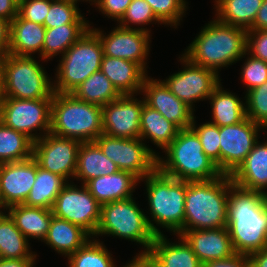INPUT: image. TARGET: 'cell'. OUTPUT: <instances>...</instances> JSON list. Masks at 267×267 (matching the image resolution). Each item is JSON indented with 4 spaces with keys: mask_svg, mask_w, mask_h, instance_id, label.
Listing matches in <instances>:
<instances>
[{
    "mask_svg": "<svg viewBox=\"0 0 267 267\" xmlns=\"http://www.w3.org/2000/svg\"><path fill=\"white\" fill-rule=\"evenodd\" d=\"M226 227L236 253L250 255L267 247L265 194L235 186L230 175Z\"/></svg>",
    "mask_w": 267,
    "mask_h": 267,
    "instance_id": "6da1fadb",
    "label": "cell"
},
{
    "mask_svg": "<svg viewBox=\"0 0 267 267\" xmlns=\"http://www.w3.org/2000/svg\"><path fill=\"white\" fill-rule=\"evenodd\" d=\"M247 52V30L219 22L216 18L205 24L184 50L192 63L215 71L240 61Z\"/></svg>",
    "mask_w": 267,
    "mask_h": 267,
    "instance_id": "7a4b0ae2",
    "label": "cell"
},
{
    "mask_svg": "<svg viewBox=\"0 0 267 267\" xmlns=\"http://www.w3.org/2000/svg\"><path fill=\"white\" fill-rule=\"evenodd\" d=\"M229 175L186 181L184 231L224 228L227 223Z\"/></svg>",
    "mask_w": 267,
    "mask_h": 267,
    "instance_id": "3957f363",
    "label": "cell"
},
{
    "mask_svg": "<svg viewBox=\"0 0 267 267\" xmlns=\"http://www.w3.org/2000/svg\"><path fill=\"white\" fill-rule=\"evenodd\" d=\"M141 181L145 184L149 209L146 215L150 214V218L146 217L152 232L156 236L164 235L163 230H160L162 227L174 236L181 235L185 216L186 181L166 176L158 169Z\"/></svg>",
    "mask_w": 267,
    "mask_h": 267,
    "instance_id": "277c9868",
    "label": "cell"
},
{
    "mask_svg": "<svg viewBox=\"0 0 267 267\" xmlns=\"http://www.w3.org/2000/svg\"><path fill=\"white\" fill-rule=\"evenodd\" d=\"M163 152L165 156H157V169L166 176L189 182L212 180L222 175L203 152L201 141L191 127L180 129Z\"/></svg>",
    "mask_w": 267,
    "mask_h": 267,
    "instance_id": "5b68a950",
    "label": "cell"
},
{
    "mask_svg": "<svg viewBox=\"0 0 267 267\" xmlns=\"http://www.w3.org/2000/svg\"><path fill=\"white\" fill-rule=\"evenodd\" d=\"M50 133L91 142L103 133L102 106L77 99L72 93L54 92Z\"/></svg>",
    "mask_w": 267,
    "mask_h": 267,
    "instance_id": "8992f818",
    "label": "cell"
},
{
    "mask_svg": "<svg viewBox=\"0 0 267 267\" xmlns=\"http://www.w3.org/2000/svg\"><path fill=\"white\" fill-rule=\"evenodd\" d=\"M144 209L140 208L134 197L101 205V218L93 238L113 236L142 246L139 253H147L155 234L152 232Z\"/></svg>",
    "mask_w": 267,
    "mask_h": 267,
    "instance_id": "52a82bcc",
    "label": "cell"
},
{
    "mask_svg": "<svg viewBox=\"0 0 267 267\" xmlns=\"http://www.w3.org/2000/svg\"><path fill=\"white\" fill-rule=\"evenodd\" d=\"M103 55L101 40L89 28L60 57L53 80L54 92H74L82 82L100 70Z\"/></svg>",
    "mask_w": 267,
    "mask_h": 267,
    "instance_id": "ba28073f",
    "label": "cell"
},
{
    "mask_svg": "<svg viewBox=\"0 0 267 267\" xmlns=\"http://www.w3.org/2000/svg\"><path fill=\"white\" fill-rule=\"evenodd\" d=\"M34 57L7 54L1 59L6 98L52 99L53 79Z\"/></svg>",
    "mask_w": 267,
    "mask_h": 267,
    "instance_id": "9c48e42d",
    "label": "cell"
},
{
    "mask_svg": "<svg viewBox=\"0 0 267 267\" xmlns=\"http://www.w3.org/2000/svg\"><path fill=\"white\" fill-rule=\"evenodd\" d=\"M94 142L120 170L133 174L139 180L157 169L160 153L151 149L141 138H118L102 133Z\"/></svg>",
    "mask_w": 267,
    "mask_h": 267,
    "instance_id": "30bf717a",
    "label": "cell"
},
{
    "mask_svg": "<svg viewBox=\"0 0 267 267\" xmlns=\"http://www.w3.org/2000/svg\"><path fill=\"white\" fill-rule=\"evenodd\" d=\"M178 59L183 69L162 81L178 99L195 111L194 103L207 101L214 89L223 82L215 71L192 63L183 54Z\"/></svg>",
    "mask_w": 267,
    "mask_h": 267,
    "instance_id": "8fae6325",
    "label": "cell"
},
{
    "mask_svg": "<svg viewBox=\"0 0 267 267\" xmlns=\"http://www.w3.org/2000/svg\"><path fill=\"white\" fill-rule=\"evenodd\" d=\"M51 102L52 99L5 98L0 121L33 141L39 140L50 132Z\"/></svg>",
    "mask_w": 267,
    "mask_h": 267,
    "instance_id": "7c38bea8",
    "label": "cell"
},
{
    "mask_svg": "<svg viewBox=\"0 0 267 267\" xmlns=\"http://www.w3.org/2000/svg\"><path fill=\"white\" fill-rule=\"evenodd\" d=\"M52 212L55 217L82 227L93 237L101 218V204L91 195L85 184L77 186L71 181L57 196Z\"/></svg>",
    "mask_w": 267,
    "mask_h": 267,
    "instance_id": "4fadbf2b",
    "label": "cell"
},
{
    "mask_svg": "<svg viewBox=\"0 0 267 267\" xmlns=\"http://www.w3.org/2000/svg\"><path fill=\"white\" fill-rule=\"evenodd\" d=\"M93 27L90 26L101 40L104 56L135 62L148 74L147 59L152 39L150 32L136 28H123L117 24L107 34L104 30Z\"/></svg>",
    "mask_w": 267,
    "mask_h": 267,
    "instance_id": "5bb4252c",
    "label": "cell"
},
{
    "mask_svg": "<svg viewBox=\"0 0 267 267\" xmlns=\"http://www.w3.org/2000/svg\"><path fill=\"white\" fill-rule=\"evenodd\" d=\"M80 144L78 140L49 132L34 141L33 158L42 169L58 174L71 182L75 177Z\"/></svg>",
    "mask_w": 267,
    "mask_h": 267,
    "instance_id": "9a60e30c",
    "label": "cell"
},
{
    "mask_svg": "<svg viewBox=\"0 0 267 267\" xmlns=\"http://www.w3.org/2000/svg\"><path fill=\"white\" fill-rule=\"evenodd\" d=\"M264 128L249 118L244 121L220 127V172L231 175L244 161L259 140Z\"/></svg>",
    "mask_w": 267,
    "mask_h": 267,
    "instance_id": "2e32d148",
    "label": "cell"
},
{
    "mask_svg": "<svg viewBox=\"0 0 267 267\" xmlns=\"http://www.w3.org/2000/svg\"><path fill=\"white\" fill-rule=\"evenodd\" d=\"M136 96L121 95L102 106L104 134L126 139L140 138L141 113L145 99H138Z\"/></svg>",
    "mask_w": 267,
    "mask_h": 267,
    "instance_id": "e0dca14e",
    "label": "cell"
},
{
    "mask_svg": "<svg viewBox=\"0 0 267 267\" xmlns=\"http://www.w3.org/2000/svg\"><path fill=\"white\" fill-rule=\"evenodd\" d=\"M140 95H143L148 106L160 112L179 130L191 127L194 111L178 99L161 79L147 75Z\"/></svg>",
    "mask_w": 267,
    "mask_h": 267,
    "instance_id": "ac0fdd59",
    "label": "cell"
},
{
    "mask_svg": "<svg viewBox=\"0 0 267 267\" xmlns=\"http://www.w3.org/2000/svg\"><path fill=\"white\" fill-rule=\"evenodd\" d=\"M37 161L30 157L23 161L0 164V187L6 207L23 204L35 182Z\"/></svg>",
    "mask_w": 267,
    "mask_h": 267,
    "instance_id": "d6986e66",
    "label": "cell"
},
{
    "mask_svg": "<svg viewBox=\"0 0 267 267\" xmlns=\"http://www.w3.org/2000/svg\"><path fill=\"white\" fill-rule=\"evenodd\" d=\"M181 236L202 264L225 259L236 253L227 227L184 231Z\"/></svg>",
    "mask_w": 267,
    "mask_h": 267,
    "instance_id": "ffe728a7",
    "label": "cell"
},
{
    "mask_svg": "<svg viewBox=\"0 0 267 267\" xmlns=\"http://www.w3.org/2000/svg\"><path fill=\"white\" fill-rule=\"evenodd\" d=\"M176 237L177 242H170L166 235L155 236L147 252L153 267H203L186 240L181 235Z\"/></svg>",
    "mask_w": 267,
    "mask_h": 267,
    "instance_id": "44dd1931",
    "label": "cell"
},
{
    "mask_svg": "<svg viewBox=\"0 0 267 267\" xmlns=\"http://www.w3.org/2000/svg\"><path fill=\"white\" fill-rule=\"evenodd\" d=\"M232 183L244 190H267V140L258 142L248 153L244 161L230 175Z\"/></svg>",
    "mask_w": 267,
    "mask_h": 267,
    "instance_id": "7402d4cb",
    "label": "cell"
},
{
    "mask_svg": "<svg viewBox=\"0 0 267 267\" xmlns=\"http://www.w3.org/2000/svg\"><path fill=\"white\" fill-rule=\"evenodd\" d=\"M100 71L111 81L121 95H140L148 75L137 63L104 56Z\"/></svg>",
    "mask_w": 267,
    "mask_h": 267,
    "instance_id": "603a6c76",
    "label": "cell"
},
{
    "mask_svg": "<svg viewBox=\"0 0 267 267\" xmlns=\"http://www.w3.org/2000/svg\"><path fill=\"white\" fill-rule=\"evenodd\" d=\"M138 184L140 180L136 176L119 170L114 174L93 178L85 186L91 195L103 205L133 197Z\"/></svg>",
    "mask_w": 267,
    "mask_h": 267,
    "instance_id": "cb8c5ba5",
    "label": "cell"
},
{
    "mask_svg": "<svg viewBox=\"0 0 267 267\" xmlns=\"http://www.w3.org/2000/svg\"><path fill=\"white\" fill-rule=\"evenodd\" d=\"M46 28L44 25L21 19L18 15L10 22L9 54L42 59ZM39 56V57H38Z\"/></svg>",
    "mask_w": 267,
    "mask_h": 267,
    "instance_id": "d4e9b609",
    "label": "cell"
},
{
    "mask_svg": "<svg viewBox=\"0 0 267 267\" xmlns=\"http://www.w3.org/2000/svg\"><path fill=\"white\" fill-rule=\"evenodd\" d=\"M91 237L82 227L53 215L43 243L66 259V257L78 250Z\"/></svg>",
    "mask_w": 267,
    "mask_h": 267,
    "instance_id": "484cf974",
    "label": "cell"
},
{
    "mask_svg": "<svg viewBox=\"0 0 267 267\" xmlns=\"http://www.w3.org/2000/svg\"><path fill=\"white\" fill-rule=\"evenodd\" d=\"M5 212L29 241L37 239L43 242L50 227L52 210L16 204L7 207Z\"/></svg>",
    "mask_w": 267,
    "mask_h": 267,
    "instance_id": "4316f807",
    "label": "cell"
},
{
    "mask_svg": "<svg viewBox=\"0 0 267 267\" xmlns=\"http://www.w3.org/2000/svg\"><path fill=\"white\" fill-rule=\"evenodd\" d=\"M119 170L118 166L102 153L94 141L80 144L74 180L86 184L93 178L114 174Z\"/></svg>",
    "mask_w": 267,
    "mask_h": 267,
    "instance_id": "83f0119b",
    "label": "cell"
},
{
    "mask_svg": "<svg viewBox=\"0 0 267 267\" xmlns=\"http://www.w3.org/2000/svg\"><path fill=\"white\" fill-rule=\"evenodd\" d=\"M222 86L220 83L208 98L212 112L209 122L223 127L244 121L247 118L245 100Z\"/></svg>",
    "mask_w": 267,
    "mask_h": 267,
    "instance_id": "f1b7e54d",
    "label": "cell"
},
{
    "mask_svg": "<svg viewBox=\"0 0 267 267\" xmlns=\"http://www.w3.org/2000/svg\"><path fill=\"white\" fill-rule=\"evenodd\" d=\"M178 131L179 129L160 112L144 103L140 121V138L145 143L151 141L153 145L164 150L177 136Z\"/></svg>",
    "mask_w": 267,
    "mask_h": 267,
    "instance_id": "f546056e",
    "label": "cell"
},
{
    "mask_svg": "<svg viewBox=\"0 0 267 267\" xmlns=\"http://www.w3.org/2000/svg\"><path fill=\"white\" fill-rule=\"evenodd\" d=\"M263 0H214L215 18L224 24L248 30Z\"/></svg>",
    "mask_w": 267,
    "mask_h": 267,
    "instance_id": "4dcf8cb0",
    "label": "cell"
},
{
    "mask_svg": "<svg viewBox=\"0 0 267 267\" xmlns=\"http://www.w3.org/2000/svg\"><path fill=\"white\" fill-rule=\"evenodd\" d=\"M29 242L11 217L3 212L0 215V259H37Z\"/></svg>",
    "mask_w": 267,
    "mask_h": 267,
    "instance_id": "1f68e13d",
    "label": "cell"
},
{
    "mask_svg": "<svg viewBox=\"0 0 267 267\" xmlns=\"http://www.w3.org/2000/svg\"><path fill=\"white\" fill-rule=\"evenodd\" d=\"M67 183L64 177L42 169L37 163L35 182L23 204L52 210L57 196Z\"/></svg>",
    "mask_w": 267,
    "mask_h": 267,
    "instance_id": "d6a6232c",
    "label": "cell"
},
{
    "mask_svg": "<svg viewBox=\"0 0 267 267\" xmlns=\"http://www.w3.org/2000/svg\"><path fill=\"white\" fill-rule=\"evenodd\" d=\"M91 24H65L54 28H46L42 59L52 60L62 56L89 28Z\"/></svg>",
    "mask_w": 267,
    "mask_h": 267,
    "instance_id": "836d02e7",
    "label": "cell"
},
{
    "mask_svg": "<svg viewBox=\"0 0 267 267\" xmlns=\"http://www.w3.org/2000/svg\"><path fill=\"white\" fill-rule=\"evenodd\" d=\"M34 141L22 132L0 121V164L23 161L33 157Z\"/></svg>",
    "mask_w": 267,
    "mask_h": 267,
    "instance_id": "e575fe53",
    "label": "cell"
},
{
    "mask_svg": "<svg viewBox=\"0 0 267 267\" xmlns=\"http://www.w3.org/2000/svg\"><path fill=\"white\" fill-rule=\"evenodd\" d=\"M72 94L79 100L100 106H104L121 96L100 70L82 82Z\"/></svg>",
    "mask_w": 267,
    "mask_h": 267,
    "instance_id": "d590c367",
    "label": "cell"
},
{
    "mask_svg": "<svg viewBox=\"0 0 267 267\" xmlns=\"http://www.w3.org/2000/svg\"><path fill=\"white\" fill-rule=\"evenodd\" d=\"M91 237L67 257L68 267H116V262L104 241Z\"/></svg>",
    "mask_w": 267,
    "mask_h": 267,
    "instance_id": "8d00e7d4",
    "label": "cell"
},
{
    "mask_svg": "<svg viewBox=\"0 0 267 267\" xmlns=\"http://www.w3.org/2000/svg\"><path fill=\"white\" fill-rule=\"evenodd\" d=\"M77 1L50 0V9L44 20L45 28H54L65 24H90Z\"/></svg>",
    "mask_w": 267,
    "mask_h": 267,
    "instance_id": "74e56055",
    "label": "cell"
},
{
    "mask_svg": "<svg viewBox=\"0 0 267 267\" xmlns=\"http://www.w3.org/2000/svg\"><path fill=\"white\" fill-rule=\"evenodd\" d=\"M118 24L123 28H136L150 33L151 29L149 30V28L144 26L149 24L163 25L145 0H132ZM133 25H136V27Z\"/></svg>",
    "mask_w": 267,
    "mask_h": 267,
    "instance_id": "f35d334b",
    "label": "cell"
},
{
    "mask_svg": "<svg viewBox=\"0 0 267 267\" xmlns=\"http://www.w3.org/2000/svg\"><path fill=\"white\" fill-rule=\"evenodd\" d=\"M155 16L165 25L177 28L188 10L187 0H145ZM174 26V27H173Z\"/></svg>",
    "mask_w": 267,
    "mask_h": 267,
    "instance_id": "ab89813d",
    "label": "cell"
},
{
    "mask_svg": "<svg viewBox=\"0 0 267 267\" xmlns=\"http://www.w3.org/2000/svg\"><path fill=\"white\" fill-rule=\"evenodd\" d=\"M196 121V116H194L191 128L198 135L203 152L216 164L220 171V127L209 121L197 125Z\"/></svg>",
    "mask_w": 267,
    "mask_h": 267,
    "instance_id": "60d3db41",
    "label": "cell"
},
{
    "mask_svg": "<svg viewBox=\"0 0 267 267\" xmlns=\"http://www.w3.org/2000/svg\"><path fill=\"white\" fill-rule=\"evenodd\" d=\"M246 116L267 130V81L246 92Z\"/></svg>",
    "mask_w": 267,
    "mask_h": 267,
    "instance_id": "b9f144b4",
    "label": "cell"
},
{
    "mask_svg": "<svg viewBox=\"0 0 267 267\" xmlns=\"http://www.w3.org/2000/svg\"><path fill=\"white\" fill-rule=\"evenodd\" d=\"M243 58L245 62L241 65L240 79L246 87V93L267 81V62L253 57L248 52L245 53Z\"/></svg>",
    "mask_w": 267,
    "mask_h": 267,
    "instance_id": "7bdbcfd3",
    "label": "cell"
},
{
    "mask_svg": "<svg viewBox=\"0 0 267 267\" xmlns=\"http://www.w3.org/2000/svg\"><path fill=\"white\" fill-rule=\"evenodd\" d=\"M50 9V0H19L18 16L44 25L45 17Z\"/></svg>",
    "mask_w": 267,
    "mask_h": 267,
    "instance_id": "ee69618b",
    "label": "cell"
},
{
    "mask_svg": "<svg viewBox=\"0 0 267 267\" xmlns=\"http://www.w3.org/2000/svg\"><path fill=\"white\" fill-rule=\"evenodd\" d=\"M90 2L89 4L94 5L102 15L118 23L132 0H90Z\"/></svg>",
    "mask_w": 267,
    "mask_h": 267,
    "instance_id": "f6af8a7d",
    "label": "cell"
},
{
    "mask_svg": "<svg viewBox=\"0 0 267 267\" xmlns=\"http://www.w3.org/2000/svg\"><path fill=\"white\" fill-rule=\"evenodd\" d=\"M247 52L267 62V30H247Z\"/></svg>",
    "mask_w": 267,
    "mask_h": 267,
    "instance_id": "bcb514c9",
    "label": "cell"
},
{
    "mask_svg": "<svg viewBox=\"0 0 267 267\" xmlns=\"http://www.w3.org/2000/svg\"><path fill=\"white\" fill-rule=\"evenodd\" d=\"M203 267H251V263L249 255L235 253L225 259L207 261Z\"/></svg>",
    "mask_w": 267,
    "mask_h": 267,
    "instance_id": "7dc6e473",
    "label": "cell"
},
{
    "mask_svg": "<svg viewBox=\"0 0 267 267\" xmlns=\"http://www.w3.org/2000/svg\"><path fill=\"white\" fill-rule=\"evenodd\" d=\"M10 47V22L0 18V56L9 53Z\"/></svg>",
    "mask_w": 267,
    "mask_h": 267,
    "instance_id": "c3c4849f",
    "label": "cell"
},
{
    "mask_svg": "<svg viewBox=\"0 0 267 267\" xmlns=\"http://www.w3.org/2000/svg\"><path fill=\"white\" fill-rule=\"evenodd\" d=\"M19 0H0V18L11 22L18 15Z\"/></svg>",
    "mask_w": 267,
    "mask_h": 267,
    "instance_id": "681fc988",
    "label": "cell"
},
{
    "mask_svg": "<svg viewBox=\"0 0 267 267\" xmlns=\"http://www.w3.org/2000/svg\"><path fill=\"white\" fill-rule=\"evenodd\" d=\"M248 30H267V0H263L253 25Z\"/></svg>",
    "mask_w": 267,
    "mask_h": 267,
    "instance_id": "f907efd6",
    "label": "cell"
},
{
    "mask_svg": "<svg viewBox=\"0 0 267 267\" xmlns=\"http://www.w3.org/2000/svg\"><path fill=\"white\" fill-rule=\"evenodd\" d=\"M122 266L123 267H153V262L147 253H136L133 259H131L125 265H122Z\"/></svg>",
    "mask_w": 267,
    "mask_h": 267,
    "instance_id": "816d5d0a",
    "label": "cell"
},
{
    "mask_svg": "<svg viewBox=\"0 0 267 267\" xmlns=\"http://www.w3.org/2000/svg\"><path fill=\"white\" fill-rule=\"evenodd\" d=\"M36 259H0V267H35Z\"/></svg>",
    "mask_w": 267,
    "mask_h": 267,
    "instance_id": "f5cc1de1",
    "label": "cell"
},
{
    "mask_svg": "<svg viewBox=\"0 0 267 267\" xmlns=\"http://www.w3.org/2000/svg\"><path fill=\"white\" fill-rule=\"evenodd\" d=\"M251 267H267V247L249 255Z\"/></svg>",
    "mask_w": 267,
    "mask_h": 267,
    "instance_id": "db71d44e",
    "label": "cell"
},
{
    "mask_svg": "<svg viewBox=\"0 0 267 267\" xmlns=\"http://www.w3.org/2000/svg\"><path fill=\"white\" fill-rule=\"evenodd\" d=\"M5 98L6 96H5V89H4V79H3L2 72L0 71V117H1L3 106H4Z\"/></svg>",
    "mask_w": 267,
    "mask_h": 267,
    "instance_id": "11a10c76",
    "label": "cell"
},
{
    "mask_svg": "<svg viewBox=\"0 0 267 267\" xmlns=\"http://www.w3.org/2000/svg\"><path fill=\"white\" fill-rule=\"evenodd\" d=\"M6 206L3 204V199H2V194H1V187H0V209L5 212L6 211Z\"/></svg>",
    "mask_w": 267,
    "mask_h": 267,
    "instance_id": "9f6ffc18",
    "label": "cell"
},
{
    "mask_svg": "<svg viewBox=\"0 0 267 267\" xmlns=\"http://www.w3.org/2000/svg\"><path fill=\"white\" fill-rule=\"evenodd\" d=\"M70 1H77V2H88V3H90V0H70Z\"/></svg>",
    "mask_w": 267,
    "mask_h": 267,
    "instance_id": "6f0895ef",
    "label": "cell"
},
{
    "mask_svg": "<svg viewBox=\"0 0 267 267\" xmlns=\"http://www.w3.org/2000/svg\"><path fill=\"white\" fill-rule=\"evenodd\" d=\"M264 194H265V201H266V204H267V191Z\"/></svg>",
    "mask_w": 267,
    "mask_h": 267,
    "instance_id": "680465c9",
    "label": "cell"
},
{
    "mask_svg": "<svg viewBox=\"0 0 267 267\" xmlns=\"http://www.w3.org/2000/svg\"><path fill=\"white\" fill-rule=\"evenodd\" d=\"M1 59H2V56H0V71H1Z\"/></svg>",
    "mask_w": 267,
    "mask_h": 267,
    "instance_id": "91938a15",
    "label": "cell"
}]
</instances>
